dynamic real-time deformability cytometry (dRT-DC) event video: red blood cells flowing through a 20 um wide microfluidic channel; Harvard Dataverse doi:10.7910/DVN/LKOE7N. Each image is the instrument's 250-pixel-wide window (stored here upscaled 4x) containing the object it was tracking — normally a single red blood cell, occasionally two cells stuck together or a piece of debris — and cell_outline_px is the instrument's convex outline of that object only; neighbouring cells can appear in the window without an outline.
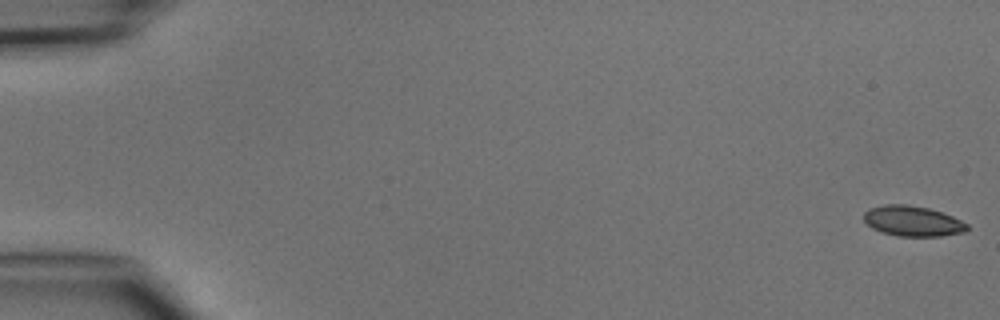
{"species": "common noctule bat (a hibernating species)", "species_latin": "Nyctalus noctula", "temperature_condition": "cold", "stored_images_in_passage": 6, "segment_of_instrument_passage": [1, 2], "camera_frame_rate_fps": 3000, "um_per_image_px": 0.085, "animal": {"sex": "male", "body_mass_g": 15.6}, "frame": {"image": 1, "passage_image": 1, "time_ms": 0.0, "image_size_px": [1000, 320], "cell_outline_px": [[968, 228], [964, 232], [940, 236], [896, 236], [880, 232], [872, 228], [864, 220], [864, 212], [868, 208], [884, 204], [908, 204], [928, 208], [952, 216], [968, 224]], "centroid_in_image_um": [77.54, 18.79], "position_along_channel_um": 7.5, "area_um2": 18.32}}
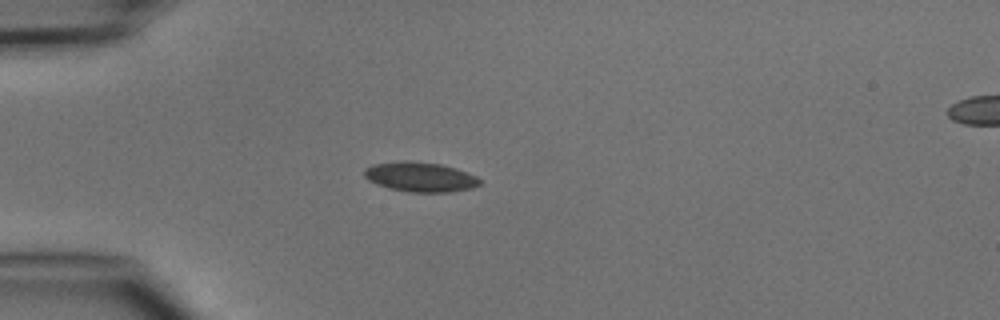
{"frame": {"image": 2, "passage_image": 5, "time_ms": 4.333, "image_size_px": [1000, 320], "cell_outline_px": [[480, 184], [472, 188], [452, 192], [408, 192], [388, 188], [376, 184], [368, 180], [364, 176], [364, 168], [372, 164], [404, 160], [408, 160], [440, 164], [456, 168], [476, 176], [480, 180]], "centroid_in_image_um": [35.69, 15.04], "position_along_channel_um": 49.3, "area_um2": 20.17}}